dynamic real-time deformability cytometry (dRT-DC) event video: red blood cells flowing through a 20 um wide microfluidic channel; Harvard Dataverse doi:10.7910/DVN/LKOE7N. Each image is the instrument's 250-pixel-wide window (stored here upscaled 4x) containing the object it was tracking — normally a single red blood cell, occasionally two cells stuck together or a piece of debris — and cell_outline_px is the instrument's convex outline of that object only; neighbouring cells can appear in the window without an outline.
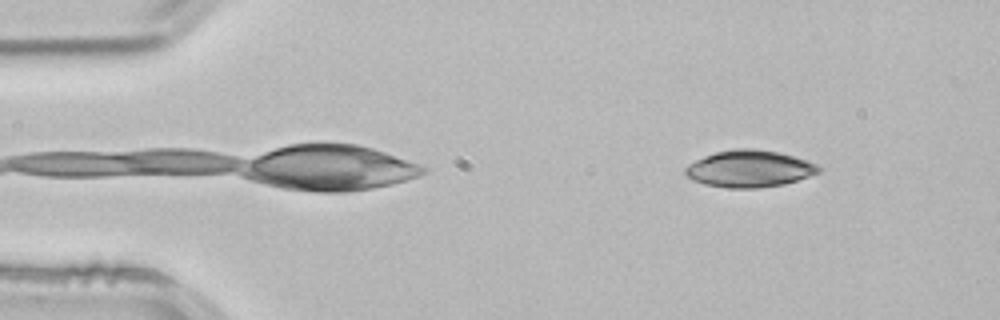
{"species": "common noctule bat (a hibernating species)", "species_latin": "Nyctalus noctula", "temperature_condition": "room temperature", "stored_images_in_passage": 2, "camera_frame_rate_fps": 3000, "um_per_image_px": 0.085, "animal": {"sex": "male", "body_mass_g": 21.5, "forearm_length_mm": 52.0}, "frame": {"image": 1, "passage_image": 1, "time_ms": 0.0, "image_size_px": [1000, 320], "cell_outline_px": [[820, 172], [784, 184], [756, 188], [732, 188], [704, 184], [692, 180], [684, 172], [684, 168], [688, 164], [704, 156], [716, 152], [732, 148], [756, 148], [780, 152], [816, 164], [820, 168]], "centroid_in_image_um": [63.66, 14.33], "position_along_channel_um": 21.3, "area_um2": 28.55}}